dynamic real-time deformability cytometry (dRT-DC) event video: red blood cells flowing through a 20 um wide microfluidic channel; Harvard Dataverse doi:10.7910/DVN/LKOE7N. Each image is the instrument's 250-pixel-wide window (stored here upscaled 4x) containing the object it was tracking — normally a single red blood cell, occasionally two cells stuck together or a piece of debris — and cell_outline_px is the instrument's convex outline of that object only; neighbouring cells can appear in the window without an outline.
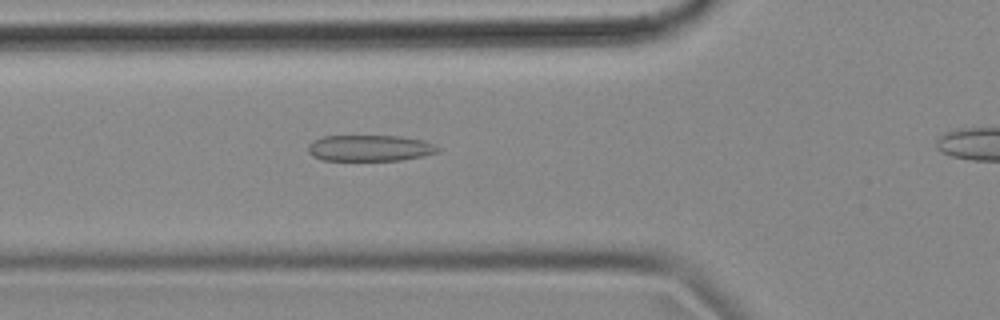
{"species": "common noctule bat (a hibernating species)", "species_latin": "Nyctalus noctula", "temperature_condition": "cold", "stored_images_in_passage": 32, "camera_frame_rate_fps": 3000, "um_per_image_px": 0.085, "animal": {"sex": "female", "body_mass_g": 18.4}, "frame": {"image": 1, "passage_image": 3, "time_ms": 0.667, "image_size_px": [1000, 320], "cell_outline_px": [[440, 152], [400, 160], [324, 160], [312, 156], [308, 152], [308, 144], [312, 140], [324, 136], [400, 136], [424, 140], [436, 144], [440, 148]], "centroid_in_image_um": [31.44, 12.58], "position_along_channel_um": 94.4, "area_um2": 19.88}}
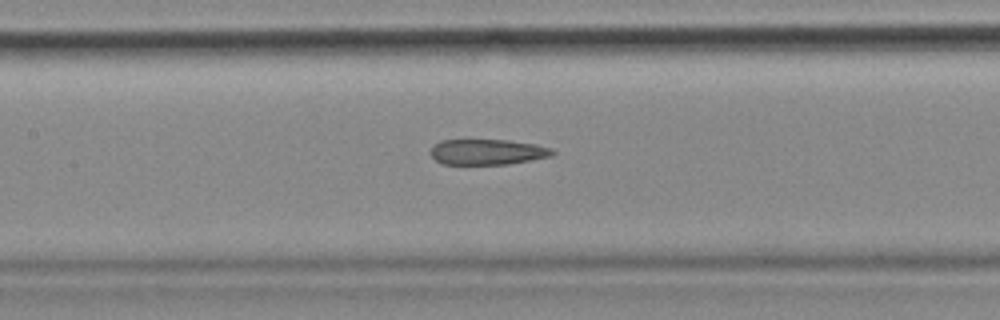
{"frame": {"image": 2, "passage_image": 9, "time_ms": 2.667, "image_size_px": [1000, 320], "cell_outline_px": [[556, 152], [552, 156], [508, 164], [444, 164], [436, 160], [432, 156], [432, 144], [440, 140], [508, 140], [536, 144], [552, 148]], "centroid_in_image_um": [41.45, 12.91], "position_along_channel_um": 165.9, "area_um2": 18.15}}
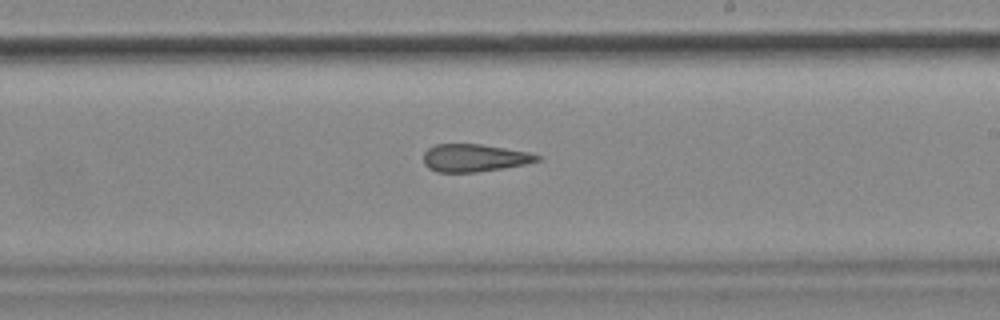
{"frame": {"image": 3, "passage_image": 16, "time_ms": 5.0, "image_size_px": [1000, 320], "cell_outline_px": [[540, 160], [524, 164], [476, 172], [436, 172], [428, 168], [424, 164], [424, 152], [428, 148], [436, 144], [480, 144], [528, 152], [540, 156]], "centroid_in_image_um": [40.26, 13.42], "position_along_channel_um": 248.7, "area_um2": 18.09}}